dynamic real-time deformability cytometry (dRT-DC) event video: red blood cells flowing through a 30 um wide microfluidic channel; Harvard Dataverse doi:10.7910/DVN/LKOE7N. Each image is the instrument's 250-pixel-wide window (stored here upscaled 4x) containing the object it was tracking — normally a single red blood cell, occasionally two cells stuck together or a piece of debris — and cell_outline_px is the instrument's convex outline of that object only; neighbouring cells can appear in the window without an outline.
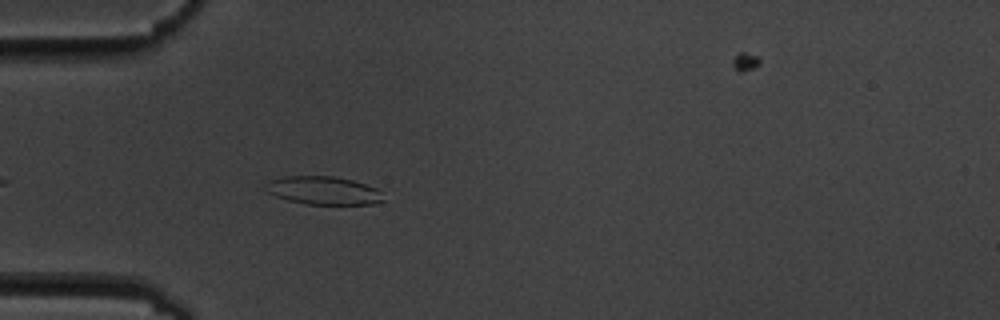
{"species": "common noctule bat (a hibernating species)", "species_latin": "Nyctalus noctula", "temperature_condition": "cold", "stored_images_in_passage": 6, "camera_frame_rate_fps": 3000, "um_per_image_px": 0.085, "animal": {"sex": "male", "body_mass_g": 19.5, "forearm_length_mm": 54.6}, "frame": {"image": 1, "passage_image": 6, "time_ms": 5.333, "image_size_px": [1000, 320], "cell_outline_px": [[384, 200], [372, 204], [304, 204], [288, 200], [276, 196], [268, 192], [264, 184], [272, 180], [284, 176], [336, 176], [352, 180], [376, 188], [380, 192]], "centroid_in_image_um": [27.48, 16.19], "position_along_channel_um": 57.5, "area_um2": 19.19}}